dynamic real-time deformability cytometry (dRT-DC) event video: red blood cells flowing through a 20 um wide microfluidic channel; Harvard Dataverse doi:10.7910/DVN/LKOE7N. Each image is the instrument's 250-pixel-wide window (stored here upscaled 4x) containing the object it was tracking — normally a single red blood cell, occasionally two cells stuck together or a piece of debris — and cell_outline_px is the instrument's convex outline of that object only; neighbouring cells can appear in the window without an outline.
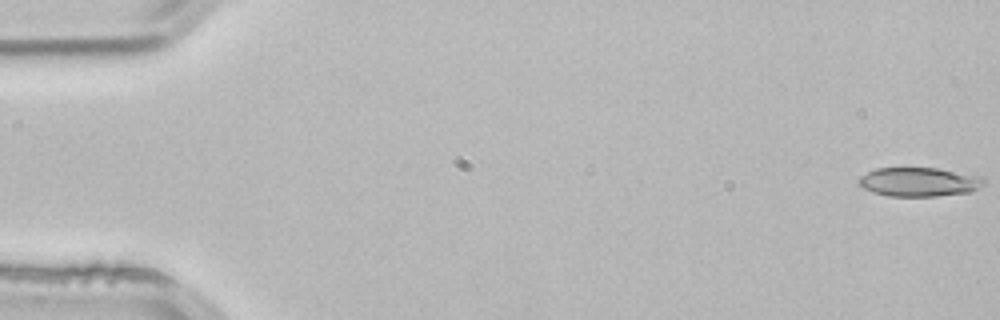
{"species": "common noctule bat (a hibernating species)", "species_latin": "Nyctalus noctula", "temperature_condition": "room temperature", "stored_images_in_passage": 5, "segment_of_instrument_passage": [1, 2], "camera_frame_rate_fps": 3000, "um_per_image_px": 0.085, "animal": {"sex": "male", "body_mass_g": 21.5, "forearm_length_mm": 52.0}, "frame": {"image": 1, "passage_image": 1, "time_ms": 0.0, "image_size_px": [1000, 320], "cell_outline_px": [[984, 184], [968, 192], [936, 196], [888, 196], [872, 192], [856, 184], [860, 176], [876, 168], [936, 168], [984, 176]], "centroid_in_image_um": [78.09, 15.46], "position_along_channel_um": 6.9, "area_um2": 21.15}}
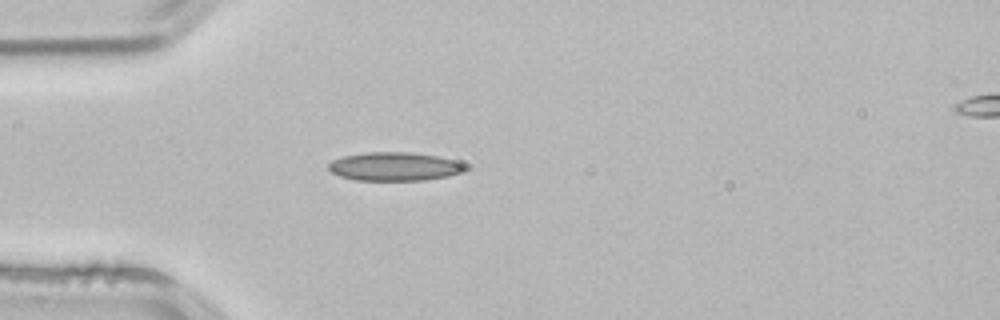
{"frame": {"image": 2, "passage_image": 4, "time_ms": 1.0, "image_size_px": [1000, 320], "cell_outline_px": [[468, 168], [464, 172], [448, 176], [424, 180], [356, 180], [340, 176], [332, 172], [328, 168], [328, 164], [332, 160], [344, 156], [368, 152], [412, 152], [436, 156], [452, 160], [464, 164]], "centroid_in_image_um": [33.54, 14.15], "position_along_channel_um": 51.5, "area_um2": 22.66}}